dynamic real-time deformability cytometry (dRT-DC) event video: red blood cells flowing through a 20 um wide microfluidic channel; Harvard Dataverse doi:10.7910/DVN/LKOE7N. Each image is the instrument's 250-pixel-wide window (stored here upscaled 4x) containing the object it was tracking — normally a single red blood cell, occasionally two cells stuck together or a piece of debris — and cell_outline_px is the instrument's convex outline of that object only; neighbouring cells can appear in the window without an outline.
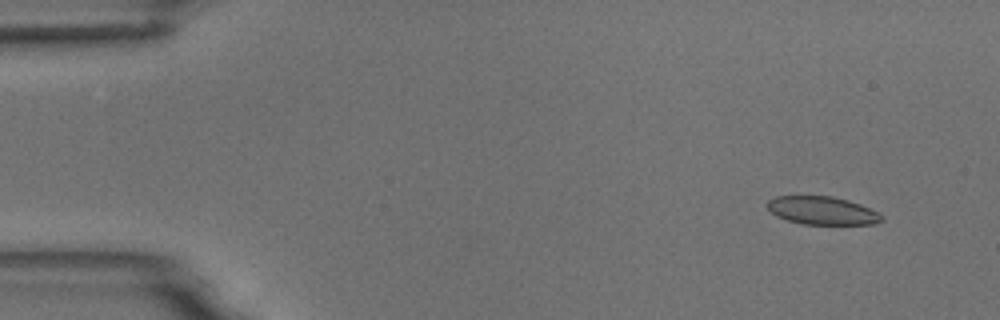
{"species": "common noctule bat (a hibernating species)", "species_latin": "Nyctalus noctula", "temperature_condition": "room temperature", "stored_images_in_passage": 5, "camera_frame_rate_fps": 3000, "um_per_image_px": 0.085, "animal": {"sex": "male", "body_mass_g": 18.8}, "frame": {"image": 1, "passage_image": 2, "time_ms": 1.333, "image_size_px": [1000, 320], "cell_outline_px": [[884, 220], [872, 224], [804, 224], [788, 220], [776, 216], [768, 208], [768, 200], [776, 196], [832, 196], [848, 200], [860, 204], [884, 216]], "centroid_in_image_um": [69.89, 17.9], "position_along_channel_um": 15.1, "area_um2": 18.55}}
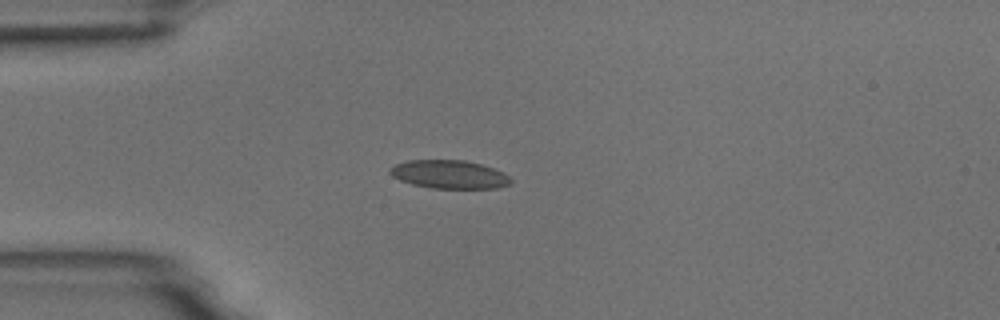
{"frame": {"image": 2, "passage_image": 5, "time_ms": 4.667, "image_size_px": [1000, 320], "cell_outline_px": [[512, 184], [496, 188], [432, 188], [412, 184], [400, 180], [392, 176], [388, 172], [396, 164], [408, 160], [464, 160], [480, 164], [504, 172], [512, 180]], "centroid_in_image_um": [38.21, 14.82], "position_along_channel_um": 46.8, "area_um2": 19.88}}